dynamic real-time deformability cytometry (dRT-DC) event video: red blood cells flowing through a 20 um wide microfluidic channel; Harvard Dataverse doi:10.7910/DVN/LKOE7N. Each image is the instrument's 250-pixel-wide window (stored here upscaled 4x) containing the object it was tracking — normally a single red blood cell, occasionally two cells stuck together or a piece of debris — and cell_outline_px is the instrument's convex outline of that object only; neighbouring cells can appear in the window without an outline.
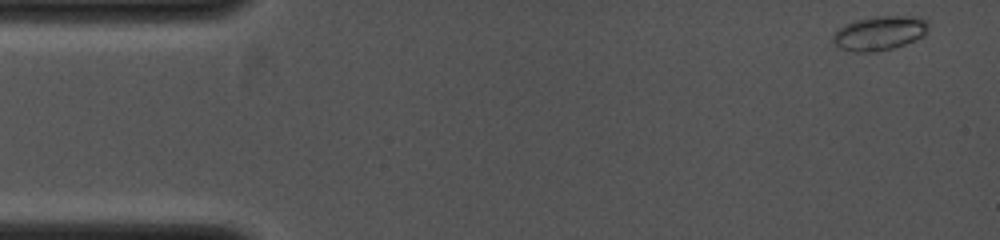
{"species": "common noctule bat (a hibernating species)", "species_latin": "Nyctalus noctula", "temperature_condition": "cold", "stored_images_in_passage": 10, "camera_frame_rate_fps": 4000, "um_per_image_px": 0.085, "animal": {"sex": "female", "body_mass_g": 19.0, "forearm_length_mm": 53.3}, "frame": {"image": 1, "passage_image": 1, "time_ms": 0.0, "image_size_px": [1000, 240], "cell_outline_px": [[928, 36], [892, 48], [876, 52], [852, 52], [840, 48], [832, 44], [832, 32], [856, 20], [880, 16], [924, 16], [928, 20]], "centroid_in_image_um": [74.81, 2.82], "position_along_channel_um": 10.2, "area_um2": 19.48}}
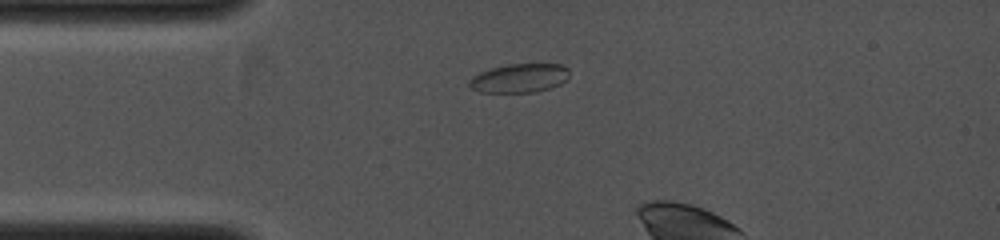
{"frame": {"image": 2, "passage_image": 8, "time_ms": 2.25, "image_size_px": [1000, 240], "cell_outline_px": [[568, 80], [552, 88], [536, 92], [480, 92], [472, 88], [468, 84], [468, 80], [472, 76], [480, 72], [492, 68], [508, 64], [560, 64], [568, 68]], "centroid_in_image_um": [44.16, 6.64], "position_along_channel_um": 40.8, "area_um2": 16.94}}